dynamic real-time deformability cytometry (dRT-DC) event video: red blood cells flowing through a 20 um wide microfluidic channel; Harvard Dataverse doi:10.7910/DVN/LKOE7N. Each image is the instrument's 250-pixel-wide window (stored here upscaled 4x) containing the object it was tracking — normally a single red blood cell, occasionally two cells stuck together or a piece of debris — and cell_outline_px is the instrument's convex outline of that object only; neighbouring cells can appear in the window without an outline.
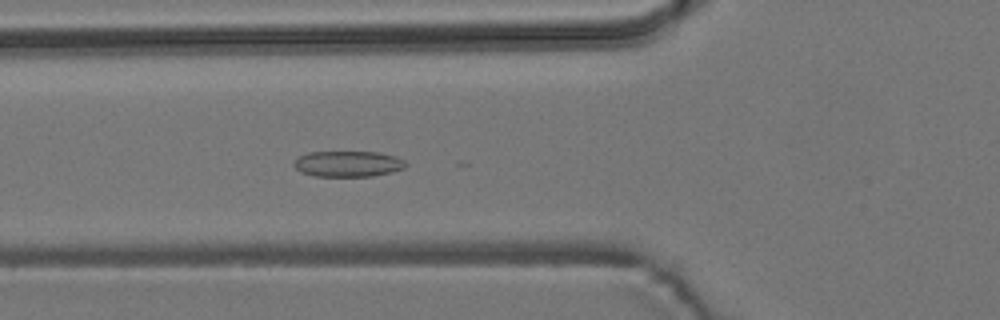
{"species": "common noctule bat (a hibernating species)", "species_latin": "Nyctalus noctula", "temperature_condition": "room temperature", "stored_images_in_passage": 5, "camera_frame_rate_fps": 3000, "um_per_image_px": 0.085, "animal": {"sex": "male", "body_mass_g": 19.2, "forearm_length_mm": 51.8}, "frame": {"image": 1, "passage_image": 5, "time_ms": 6.333, "image_size_px": [1000, 320], "cell_outline_px": [[408, 164], [404, 168], [392, 172], [372, 176], [316, 176], [300, 172], [292, 164], [300, 156], [308, 152], [380, 152], [396, 156], [404, 160]], "centroid_in_image_um": [29.61, 13.92], "position_along_channel_um": 96.2, "area_um2": 16.88}}